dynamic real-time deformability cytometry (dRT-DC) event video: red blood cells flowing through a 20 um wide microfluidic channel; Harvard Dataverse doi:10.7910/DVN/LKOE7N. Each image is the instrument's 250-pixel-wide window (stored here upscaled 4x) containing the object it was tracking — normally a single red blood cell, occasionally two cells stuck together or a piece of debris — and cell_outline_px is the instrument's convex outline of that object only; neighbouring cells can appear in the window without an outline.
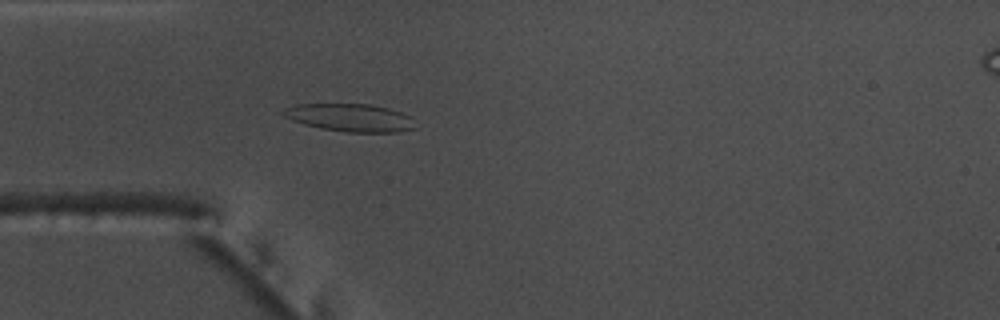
{"species": "common noctule bat (a hibernating species)", "species_latin": "Nyctalus noctula", "temperature_condition": "warm", "stored_images_in_passage": 54, "camera_frame_rate_fps": 3000, "um_per_image_px": 0.085, "animal": {"sex": "male", "body_mass_g": 17.5, "forearm_length_mm": 52.3}, "frame": {"image": 1, "passage_image": 16, "time_ms": 5.0, "image_size_px": [1000, 320], "cell_outline_px": [[416, 128], [400, 132], [348, 132], [320, 128], [304, 124], [292, 120], [284, 116], [280, 112], [284, 108], [296, 104], [372, 104], [388, 108], [400, 112], [408, 116]], "centroid_in_image_um": [29.72, 9.99], "position_along_channel_um": 55.3, "area_um2": 21.27}}
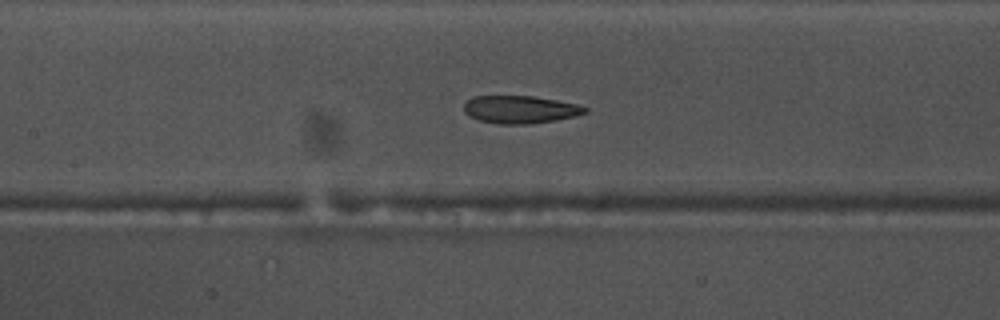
{"frame": {"image": 2, "passage_image": 25, "time_ms": 8.0, "image_size_px": [1000, 320], "cell_outline_px": [[588, 112], [576, 116], [556, 120], [532, 124], [496, 124], [480, 120], [468, 116], [464, 112], [464, 104], [472, 96], [532, 96], [556, 100], [576, 104], [588, 108]], "centroid_in_image_um": [44.21, 9.31], "position_along_channel_um": 163.2, "area_um2": 19.65}}
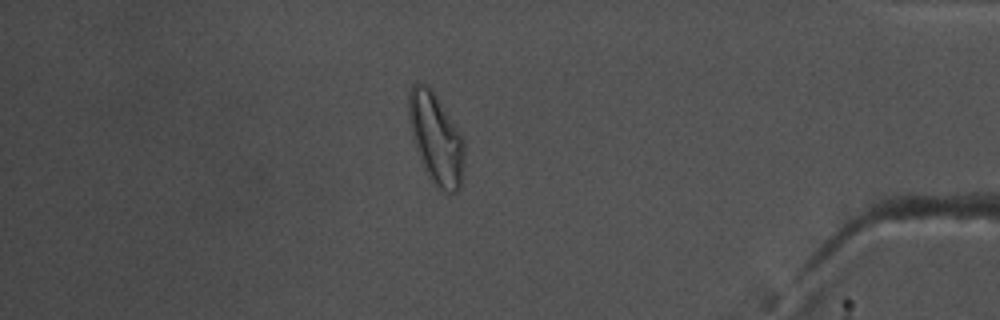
{"frame": {"image": 3, "passage_image": 47, "time_ms": 15.333, "image_size_px": [1000, 320], "cell_outline_px": [[464, 160], [460, 188], [456, 192], [444, 192], [428, 176], [424, 168], [412, 136], [408, 116], [408, 92], [412, 84], [416, 80], [432, 88], [460, 132], [464, 140]], "centroid_in_image_um": [37.05, 11.71], "position_along_channel_um": 398.2, "area_um2": 29.42}, "authors_computed_cell_mechanics": {"area_um2": 22.3397, "velocity_mm_per_s": 3.7547, "shape_relaxation_time_tau1_ms": 4.5775, "shape_relaxation_time_tau2_ms": 1.394, "deformation_change_tau1": 0.1499, "deformation_change_tau2": 0.0888}}